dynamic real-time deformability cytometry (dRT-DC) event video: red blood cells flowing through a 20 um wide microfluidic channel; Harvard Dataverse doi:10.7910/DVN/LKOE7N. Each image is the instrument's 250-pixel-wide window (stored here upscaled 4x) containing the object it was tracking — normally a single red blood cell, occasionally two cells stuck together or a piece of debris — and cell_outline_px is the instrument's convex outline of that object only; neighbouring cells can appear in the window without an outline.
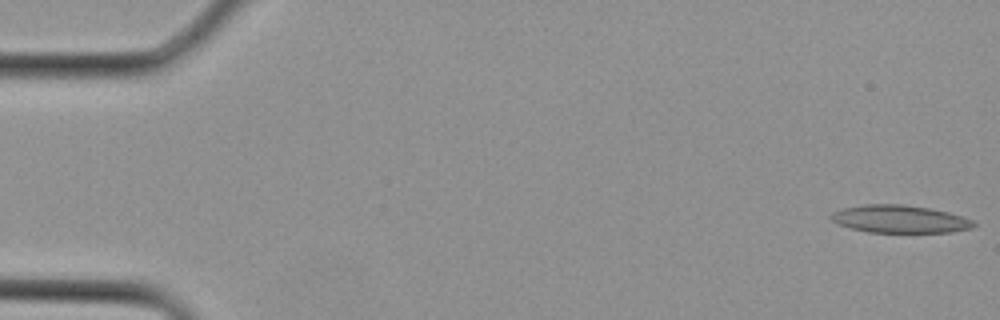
{"species": "Egyptian fruit bat (a non-hibernating species)", "species_latin": "Rousettus aegyptiacus", "temperature_condition": "cold", "stored_images_in_passage": 3, "camera_frame_rate_fps": 3000, "um_per_image_px": 0.085, "animal": {"sex": "female"}, "frame": {"image": 1, "passage_image": 1, "time_ms": 0.0, "image_size_px": [1000, 320], "cell_outline_px": [[976, 224], [972, 228], [952, 232], [868, 232], [852, 228], [840, 224], [832, 220], [828, 216], [832, 212], [844, 208], [864, 204], [900, 204], [928, 208], [948, 212], [972, 220]], "centroid_in_image_um": [76.47, 18.62], "position_along_channel_um": 8.5, "area_um2": 22.77}}
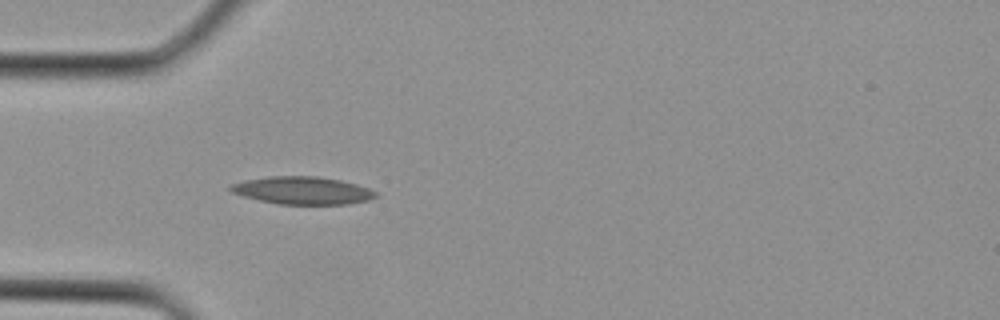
{"frame": {"image": 2, "passage_image": 3, "time_ms": 0.667, "image_size_px": [1000, 320], "cell_outline_px": [[376, 196], [368, 200], [348, 204], [280, 204], [260, 200], [244, 196], [232, 192], [228, 188], [232, 184], [244, 180], [268, 176], [316, 176], [340, 180], [356, 184], [368, 188], [376, 192]], "centroid_in_image_um": [25.7, 16.18], "position_along_channel_um": 59.3, "area_um2": 23.18}}